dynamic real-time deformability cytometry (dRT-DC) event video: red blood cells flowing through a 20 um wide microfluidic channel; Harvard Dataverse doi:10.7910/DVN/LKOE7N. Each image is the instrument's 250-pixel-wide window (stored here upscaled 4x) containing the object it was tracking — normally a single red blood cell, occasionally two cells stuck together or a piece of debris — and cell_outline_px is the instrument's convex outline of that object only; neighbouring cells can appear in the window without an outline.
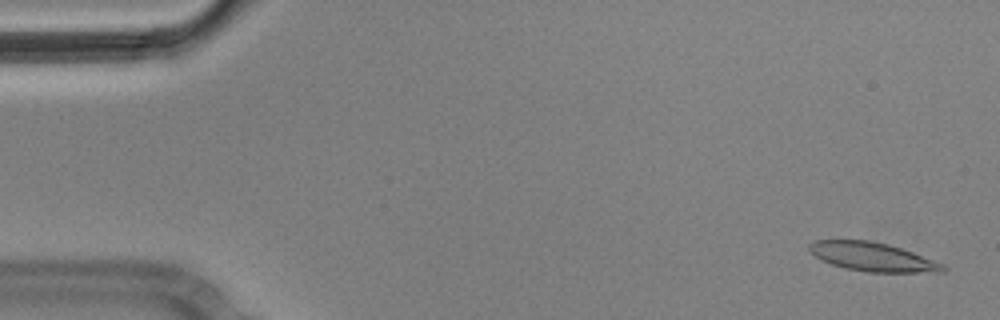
{"species": "Egyptian fruit bat (a non-hibernating species)", "species_latin": "Rousettus aegyptiacus", "temperature_condition": "cold", "stored_images_in_passage": 5, "camera_frame_rate_fps": 3000, "um_per_image_px": 0.085, "animal": {"sex": "male"}, "frame": {"image": 1, "passage_image": 1, "time_ms": 0.0, "image_size_px": [1000, 320], "cell_outline_px": [[948, 268], [944, 272], [868, 272], [844, 268], [832, 264], [816, 256], [808, 248], [808, 244], [816, 240], [868, 240], [888, 244], [912, 252], [944, 264]], "centroid_in_image_um": [74.19, 21.83], "position_along_channel_um": 10.8, "area_um2": 22.2}}
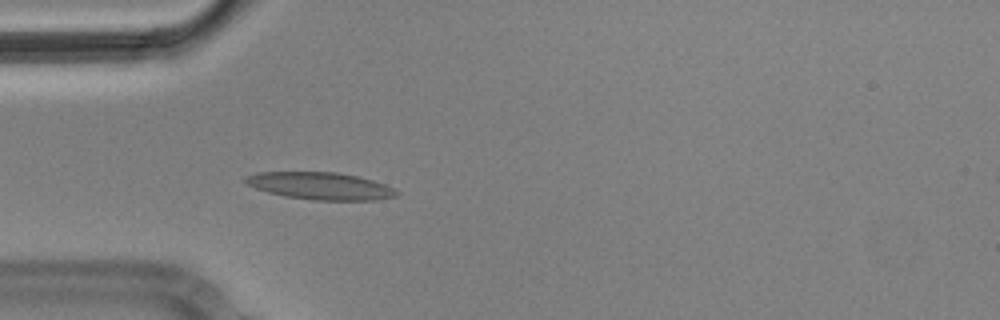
{"frame": {"image": 2, "passage_image": 5, "time_ms": 1.333, "image_size_px": [1000, 320], "cell_outline_px": [[400, 192], [396, 196], [376, 200], [312, 200], [284, 196], [268, 192], [256, 188], [248, 184], [244, 180], [244, 176], [260, 172], [336, 172], [356, 176], [372, 180], [384, 184]], "centroid_in_image_um": [27.23, 15.8], "position_along_channel_um": 57.8, "area_um2": 23.87}}